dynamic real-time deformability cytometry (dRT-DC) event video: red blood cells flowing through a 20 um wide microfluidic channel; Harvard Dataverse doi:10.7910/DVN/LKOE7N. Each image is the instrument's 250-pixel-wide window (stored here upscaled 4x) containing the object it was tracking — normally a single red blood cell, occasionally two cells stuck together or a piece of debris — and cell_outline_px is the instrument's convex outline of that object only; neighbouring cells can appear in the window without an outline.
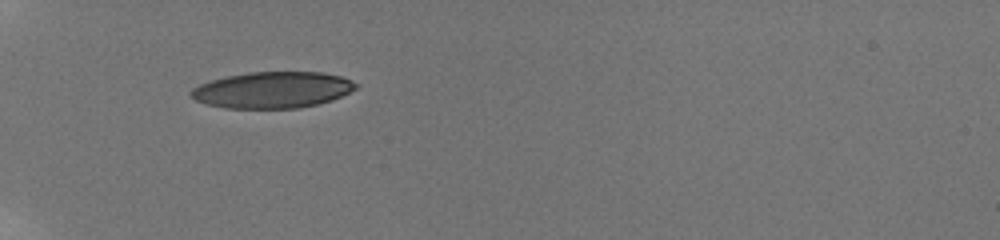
{"species": "human", "species_latin": "Homo sapiens", "temperature_condition": "room temperature", "stored_images_in_passage": 56, "camera_frame_rate_fps": 3000, "um_per_image_px": 0.085, "donor": {"sex": "male"}, "frame": {"image": 1, "passage_image": 1, "time_ms": 0.0, "image_size_px": [1000, 240], "cell_outline_px": [[360, 84], [356, 88], [332, 100], [300, 108], [224, 108], [208, 104], [196, 100], [188, 92], [192, 88], [200, 84], [212, 80], [228, 76], [248, 72], [324, 72], [340, 76], [352, 80]], "centroid_in_image_um": [23.18, 7.64], "position_along_channel_um": 61.8, "area_um2": 34.8}}
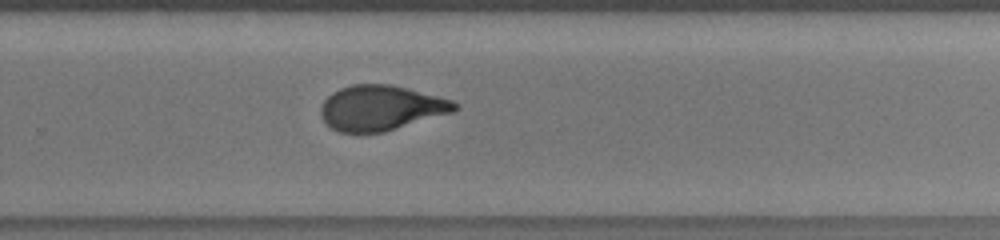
{"frame": {"image": 2, "passage_image": 35, "time_ms": 6.667, "image_size_px": [1000, 240], "cell_outline_px": [[460, 108], [456, 112], [384, 132], [340, 132], [332, 128], [320, 116], [320, 108], [324, 100], [332, 92], [340, 88], [352, 84], [392, 84], [408, 88], [452, 100], [460, 104]], "centroid_in_image_um": [32.43, 9.17], "position_along_channel_um": 297.4, "area_um2": 35.49}}
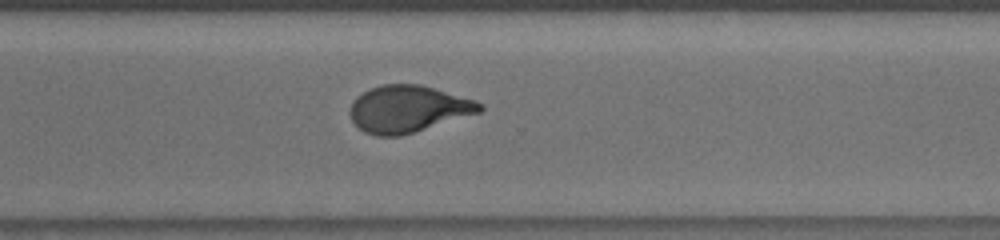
{"frame": {"image": 3, "passage_image": 39, "time_ms": 7.667, "image_size_px": [1000, 240], "cell_outline_px": [[484, 108], [480, 112], [400, 136], [376, 136], [364, 132], [352, 120], [348, 112], [352, 100], [356, 96], [372, 88], [384, 84], [420, 84], [476, 100], [484, 104]], "centroid_in_image_um": [34.67, 9.25], "position_along_channel_um": 335.9, "area_um2": 35.37}, "authors_computed_cell_mechanics": {"area_um2": 36.0672, "velocity_mm_per_s": 3.8483, "shape_relaxation_time_tau1_ms": 4.8548, "shape_relaxation_time_tau2_ms": 1.1081, "deformation_change_tau1": 0.2111, "deformation_change_tau2": 0.076}}